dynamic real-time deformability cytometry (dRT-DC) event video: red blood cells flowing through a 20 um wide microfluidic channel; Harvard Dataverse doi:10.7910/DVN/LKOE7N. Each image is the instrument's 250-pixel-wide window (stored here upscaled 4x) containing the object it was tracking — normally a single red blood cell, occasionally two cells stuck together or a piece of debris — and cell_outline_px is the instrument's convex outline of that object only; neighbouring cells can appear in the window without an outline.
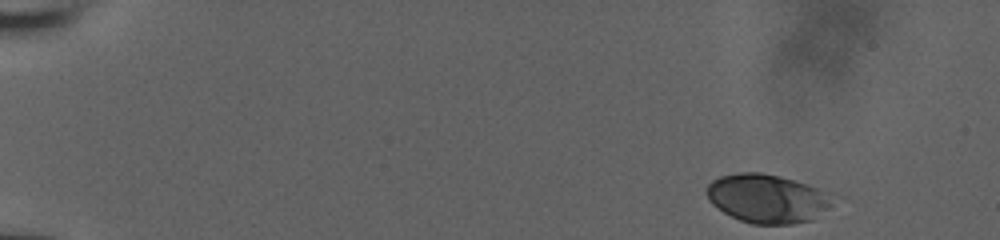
{"species": "human", "species_latin": "Homo sapiens", "temperature_condition": "room temperature", "stored_images_in_passage": 50, "camera_frame_rate_fps": 3000, "um_per_image_px": 0.085, "donor": {"sex": "male"}, "frame": {"image": 1, "passage_image": 1, "time_ms": 0.0, "image_size_px": [1000, 240], "cell_outline_px": [[840, 196], [828, 208], [812, 220], [792, 224], [752, 224], [740, 220], [724, 212], [712, 204], [708, 200], [708, 184], [712, 180], [720, 176], [740, 172], [760, 172], [780, 176], [836, 192]], "centroid_in_image_um": [65.33, 16.86], "position_along_channel_um": 19.7, "area_um2": 36.41}}
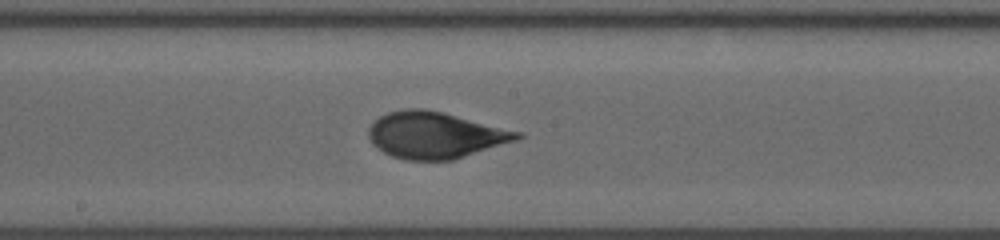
{"frame": {"image": 2, "passage_image": 27, "time_ms": 8.667, "image_size_px": [1000, 240], "cell_outline_px": [[524, 136], [516, 140], [452, 160], [404, 160], [392, 156], [384, 152], [372, 144], [368, 136], [368, 128], [380, 116], [388, 112], [404, 108], [424, 108], [524, 132]], "centroid_in_image_um": [36.98, 11.48], "position_along_channel_um": 211.2, "area_um2": 40.11}}
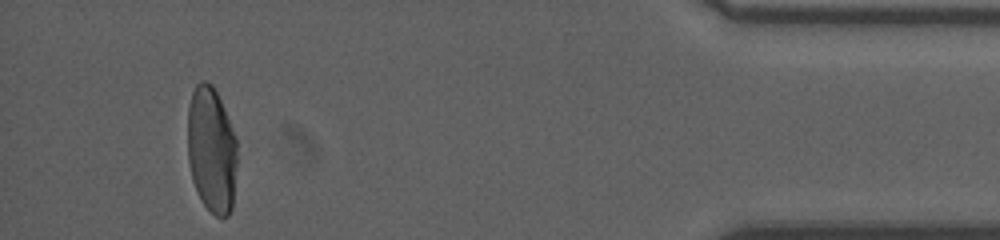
{"frame": {"image": 3, "passage_image": 47, "time_ms": 15.333, "image_size_px": [1000, 240], "cell_outline_px": [[236, 164], [232, 208], [228, 216], [216, 216], [204, 204], [196, 192], [192, 180], [188, 160], [188, 108], [192, 92], [196, 84], [200, 80], [204, 80], [212, 84], [220, 100], [236, 140]], "centroid_in_image_um": [17.96, 12.73], "position_along_channel_um": 417.2, "area_um2": 36.13}, "authors_computed_cell_mechanics": {"area_um2": 38.6104, "velocity_mm_per_s": 3.9262, "shape_relaxation_time_tau1_ms": 4.1021, "shape_relaxation_time_tau2_ms": null, "deformation_change_tau1": 0.1603, "deformation_change_tau2": null}}